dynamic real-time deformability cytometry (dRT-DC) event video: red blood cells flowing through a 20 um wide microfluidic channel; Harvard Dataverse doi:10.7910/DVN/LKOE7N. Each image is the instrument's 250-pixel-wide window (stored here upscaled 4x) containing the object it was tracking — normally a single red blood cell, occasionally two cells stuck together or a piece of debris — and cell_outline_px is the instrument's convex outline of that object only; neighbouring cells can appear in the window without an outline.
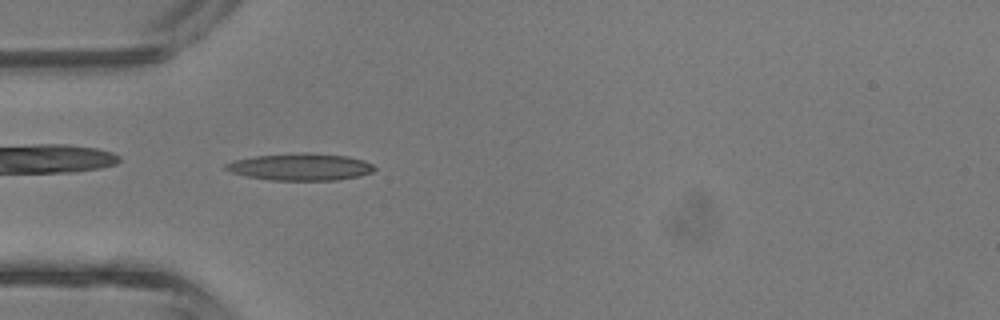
{"species": "common noctule bat (a hibernating species)", "species_latin": "Nyctalus noctula", "temperature_condition": "room temperature", "stored_images_in_passage": 30, "camera_frame_rate_fps": 3000, "um_per_image_px": 0.085, "animal": {"sex": "male", "body_mass_g": 13.3}, "frame": {"image": 1, "passage_image": 1, "time_ms": 0.0, "image_size_px": [1000, 320], "cell_outline_px": [[376, 168], [372, 172], [360, 176], [336, 180], [272, 180], [248, 176], [232, 172], [224, 168], [224, 164], [232, 160], [256, 156], [304, 152], [308, 152], [348, 156], [364, 160], [372, 164]], "centroid_in_image_um": [25.56, 14.18], "position_along_channel_um": 59.4, "area_um2": 23.41}}
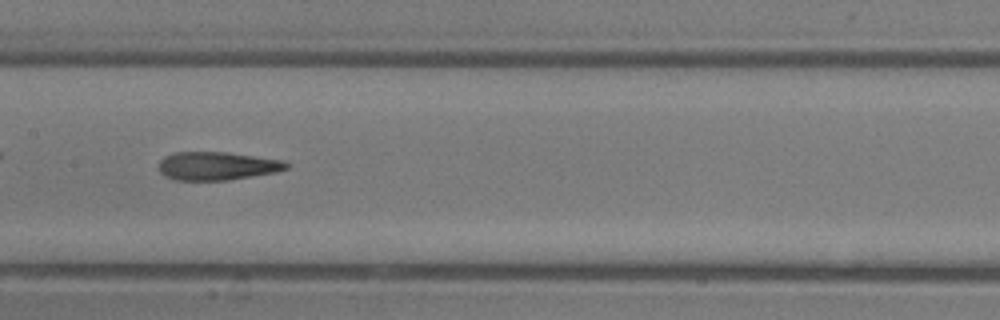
{"frame": {"image": 2, "passage_image": 9, "time_ms": 2.667, "image_size_px": [1000, 320], "cell_outline_px": [[288, 168], [276, 172], [228, 180], [176, 180], [164, 176], [160, 172], [160, 160], [164, 156], [176, 152], [228, 152], [284, 160], [288, 164]], "centroid_in_image_um": [18.46, 14.1], "position_along_channel_um": 188.9, "area_um2": 21.04}}
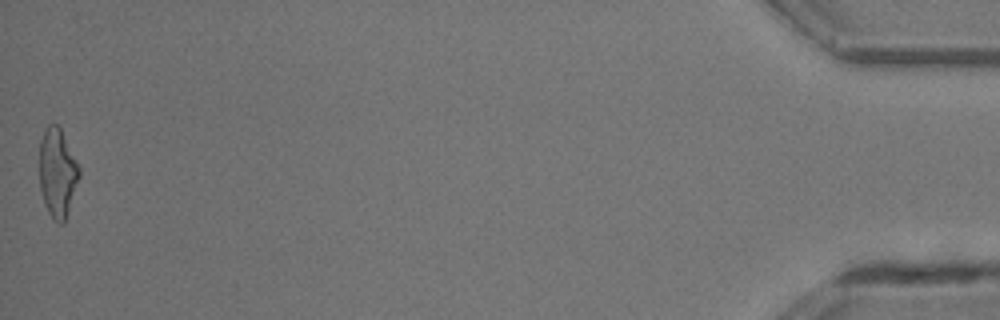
{"frame": {"image": 3, "passage_image": 30, "time_ms": 9.667, "image_size_px": [1000, 320], "cell_outline_px": [[80, 176], [64, 224], [56, 224], [52, 220], [44, 204], [40, 188], [40, 140], [48, 124], [56, 124], [60, 128], [80, 168]], "centroid_in_image_um": [4.88, 14.75], "position_along_channel_um": 430.3, "area_um2": 20.58}, "authors_computed_cell_mechanics": {"area_um2": 21.3282, "velocity_mm_per_s": 4.9237, "shape_relaxation_time_tau1_ms": 10.4246, "shape_relaxation_time_tau2_ms": 2.3667, "deformation_change_tau1": 0.3683, "deformation_change_tau2": 0.1457}}